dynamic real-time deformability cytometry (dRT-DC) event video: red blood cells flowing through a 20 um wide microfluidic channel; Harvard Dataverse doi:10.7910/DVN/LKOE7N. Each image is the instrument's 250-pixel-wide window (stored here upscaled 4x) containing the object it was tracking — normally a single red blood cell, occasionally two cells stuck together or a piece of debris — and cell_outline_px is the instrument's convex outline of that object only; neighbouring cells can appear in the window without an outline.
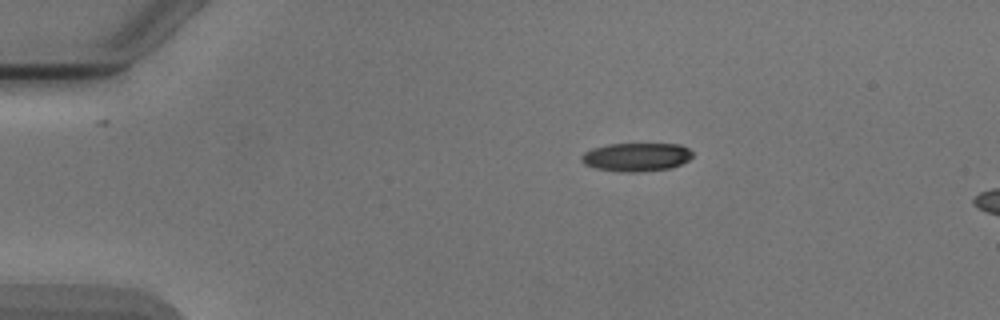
{"species": "Egyptian fruit bat (a non-hibernating species)", "species_latin": "Rousettus aegyptiacus", "temperature_condition": "cold", "stored_images_in_passage": 4, "camera_frame_rate_fps": 3000, "um_per_image_px": 0.085, "animal": {"sex": "male"}, "frame": {"image": 1, "passage_image": 1, "time_ms": 0.0, "image_size_px": [1000, 320], "cell_outline_px": [[692, 156], [688, 160], [680, 164], [668, 168], [640, 172], [620, 172], [596, 168], [584, 164], [580, 160], [580, 156], [584, 152], [592, 148], [608, 144], [680, 144], [688, 148], [692, 152]], "centroid_in_image_um": [54.05, 13.34], "position_along_channel_um": 30.9, "area_um2": 18.44}}
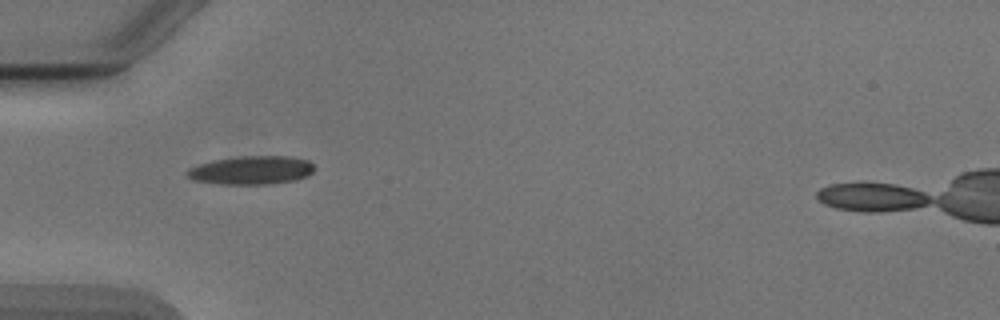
{"frame": {"image": 2, "passage_image": 3, "time_ms": 2.333, "image_size_px": [1000, 320], "cell_outline_px": [[312, 172], [308, 176], [296, 180], [268, 184], [220, 184], [192, 180], [188, 176], [188, 168], [212, 160], [240, 156], [288, 156], [308, 160], [312, 164]], "centroid_in_image_um": [21.37, 14.46], "position_along_channel_um": 63.6, "area_um2": 21.04}}
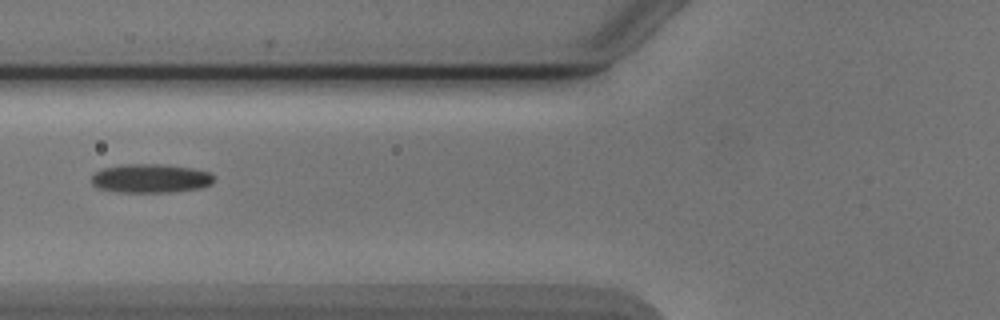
{"frame": {"image": 3, "passage_image": 4, "time_ms": 3.667, "image_size_px": [1000, 320], "cell_outline_px": [[216, 176], [212, 184], [200, 188], [168, 192], [116, 192], [96, 188], [92, 184], [92, 176], [96, 172], [104, 168], [124, 164], [160, 164], [192, 168], [208, 172]], "centroid_in_image_um": [12.8, 15.17], "position_along_channel_um": 113.0, "area_um2": 20.63}}